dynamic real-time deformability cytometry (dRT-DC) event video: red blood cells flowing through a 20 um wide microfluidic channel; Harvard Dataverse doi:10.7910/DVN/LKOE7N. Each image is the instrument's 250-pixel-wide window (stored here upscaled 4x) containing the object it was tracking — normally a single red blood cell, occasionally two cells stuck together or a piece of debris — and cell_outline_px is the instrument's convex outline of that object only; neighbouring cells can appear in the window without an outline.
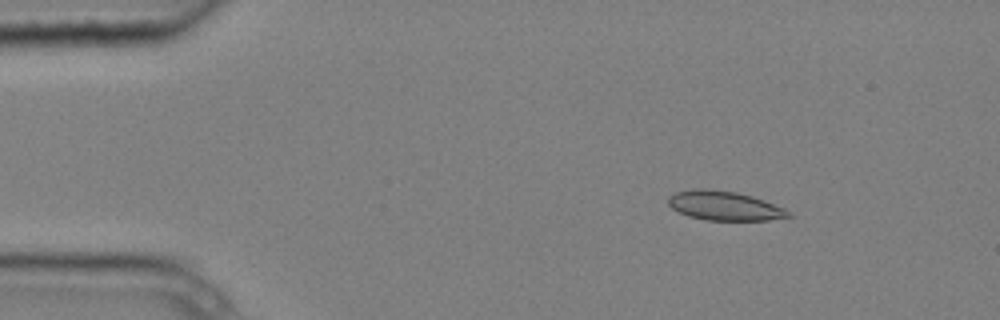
{"species": "common noctule bat (a hibernating species)", "species_latin": "Nyctalus noctula", "temperature_condition": "cold", "stored_images_in_passage": 6, "camera_frame_rate_fps": 3000, "um_per_image_px": 0.085, "animal": {"sex": "male", "body_mass_g": 20.4}, "frame": {"image": 1, "passage_image": 3, "time_ms": 0.667, "image_size_px": [1000, 320], "cell_outline_px": [[792, 216], [768, 220], [708, 220], [688, 216], [672, 208], [668, 204], [668, 196], [676, 192], [692, 188], [704, 188], [736, 192], [752, 196], [764, 200], [784, 208], [792, 212]], "centroid_in_image_um": [61.57, 17.48], "position_along_channel_um": 23.4, "area_um2": 20.52}}
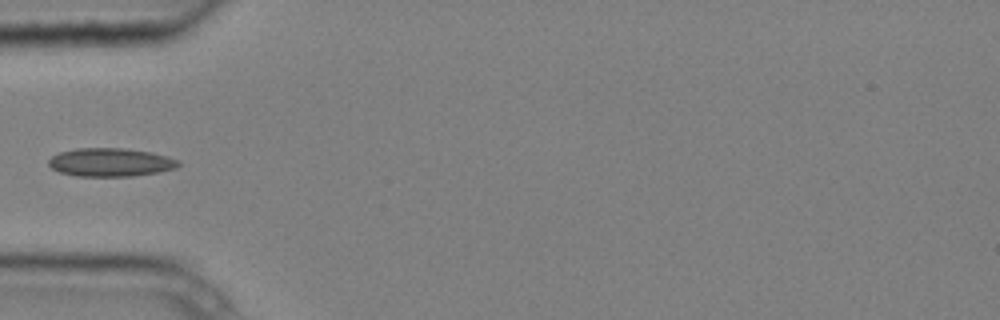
{"frame": {"image": 2, "passage_image": 6, "time_ms": 1.667, "image_size_px": [1000, 320], "cell_outline_px": [[180, 164], [176, 168], [160, 172], [132, 176], [76, 176], [60, 172], [52, 168], [48, 164], [48, 160], [52, 156], [60, 152], [76, 148], [124, 148], [152, 152], [168, 156], [180, 160]], "centroid_in_image_um": [9.42, 13.79], "position_along_channel_um": 75.6, "area_um2": 21.62}}